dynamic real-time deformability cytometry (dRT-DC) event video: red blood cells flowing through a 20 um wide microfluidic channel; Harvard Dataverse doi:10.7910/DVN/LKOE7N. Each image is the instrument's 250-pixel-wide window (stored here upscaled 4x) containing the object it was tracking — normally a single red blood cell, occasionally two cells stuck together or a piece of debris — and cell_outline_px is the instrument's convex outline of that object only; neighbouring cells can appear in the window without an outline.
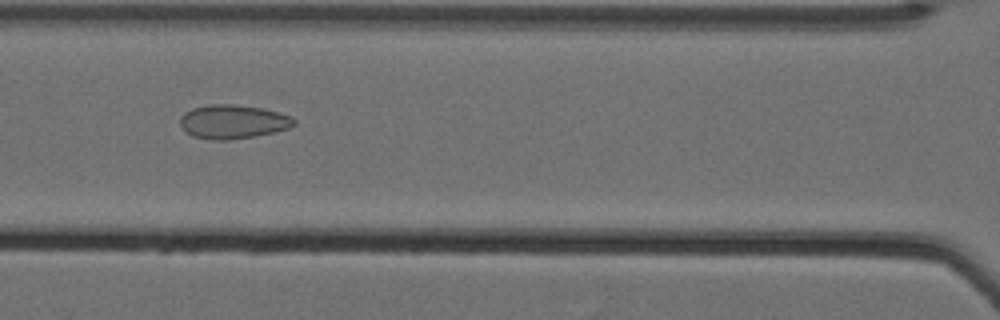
{"species": "Egyptian fruit bat (a non-hibernating species)", "species_latin": "Rousettus aegyptiacus", "temperature_condition": "cold", "stored_images_in_passage": 55, "camera_frame_rate_fps": 3000, "um_per_image_px": 0.085, "animal": {"sex": "female"}, "frame": {"image": 1, "passage_image": 25, "time_ms": 8.0, "image_size_px": [1000, 320], "cell_outline_px": [[296, 124], [288, 128], [256, 136], [228, 140], [212, 140], [192, 136], [180, 124], [180, 116], [184, 112], [192, 108], [212, 104], [232, 104], [264, 108], [292, 116], [296, 120]], "centroid_in_image_um": [19.81, 10.34], "position_along_channel_um": 146.8, "area_um2": 22.54}}
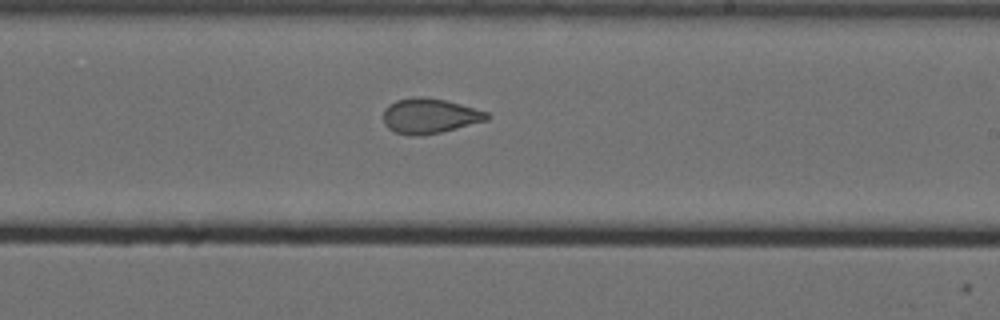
{"frame": {"image": 2, "passage_image": 34, "time_ms": 11.0, "image_size_px": [1000, 320], "cell_outline_px": [[488, 120], [440, 132], [420, 136], [412, 136], [396, 132], [388, 128], [384, 124], [384, 108], [388, 104], [396, 100], [412, 96], [424, 96], [444, 100], [460, 104], [488, 112]], "centroid_in_image_um": [36.48, 9.84], "position_along_channel_um": 252.5, "area_um2": 21.15}}
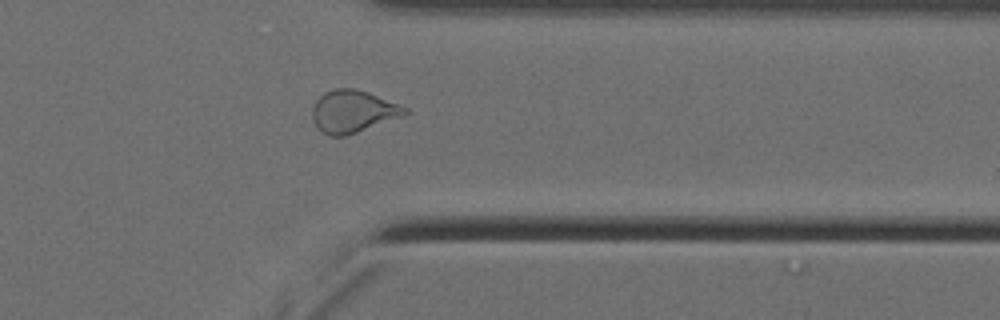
{"frame": {"image": 3, "passage_image": 45, "time_ms": 14.667, "image_size_px": [1000, 320], "cell_outline_px": [[408, 112], [400, 116], [356, 132], [344, 136], [332, 136], [324, 132], [316, 124], [312, 116], [312, 108], [316, 100], [324, 92], [336, 88], [356, 88], [368, 92], [400, 104], [408, 108]], "centroid_in_image_um": [29.99, 9.44], "position_along_channel_um": 381.4, "area_um2": 22.37}, "authors_computed_cell_mechanics": {"area_um2": 23.12, "velocity_mm_per_s": 3.5249, "shape_relaxation_time_tau1_ms": null, "shape_relaxation_time_tau2_ms": 1.546, "deformation_change_tau1": null, "deformation_change_tau2": 0.0745}}